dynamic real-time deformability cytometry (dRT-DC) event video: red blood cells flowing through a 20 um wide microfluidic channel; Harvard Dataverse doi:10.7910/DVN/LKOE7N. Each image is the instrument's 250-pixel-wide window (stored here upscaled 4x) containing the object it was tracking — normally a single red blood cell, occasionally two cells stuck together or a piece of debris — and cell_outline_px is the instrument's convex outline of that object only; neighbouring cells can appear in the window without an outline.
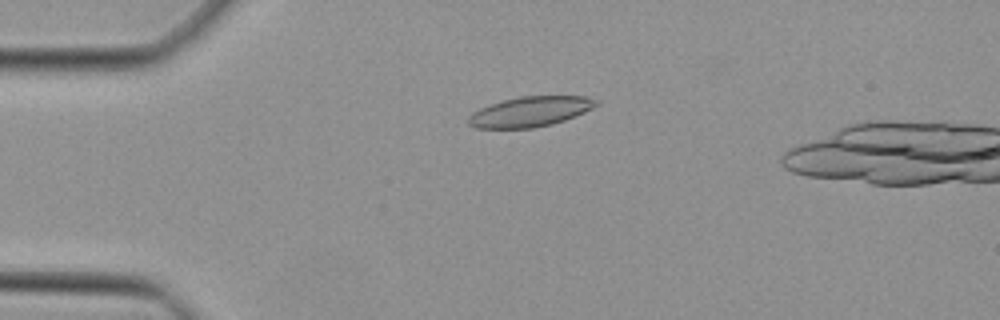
{"species": "Egyptian fruit bat (a non-hibernating species)", "species_latin": "Rousettus aegyptiacus", "temperature_condition": "cold", "stored_images_in_passage": 45, "camera_frame_rate_fps": 3000, "um_per_image_px": 0.085, "animal": {"sex": "female"}, "frame": {"image": 1, "passage_image": 12, "time_ms": 3.667, "image_size_px": [1000, 320], "cell_outline_px": [[600, 104], [576, 116], [552, 124], [532, 128], [476, 128], [468, 124], [468, 116], [472, 112], [480, 108], [504, 100], [520, 96], [588, 96], [600, 100]], "centroid_in_image_um": [45.1, 9.48], "position_along_channel_um": 39.9, "area_um2": 22.48}}
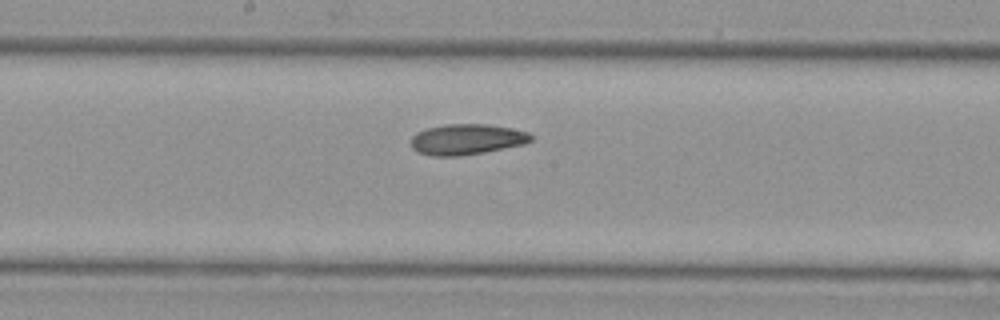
{"frame": {"image": 2, "passage_image": 26, "time_ms": 8.333, "image_size_px": [1000, 320], "cell_outline_px": [[532, 140], [524, 144], [484, 152], [460, 156], [432, 156], [420, 152], [412, 148], [412, 136], [416, 132], [428, 128], [444, 124], [488, 124], [512, 128], [528, 132], [532, 136]], "centroid_in_image_um": [39.68, 11.84], "position_along_channel_um": 208.5, "area_um2": 21.39}}
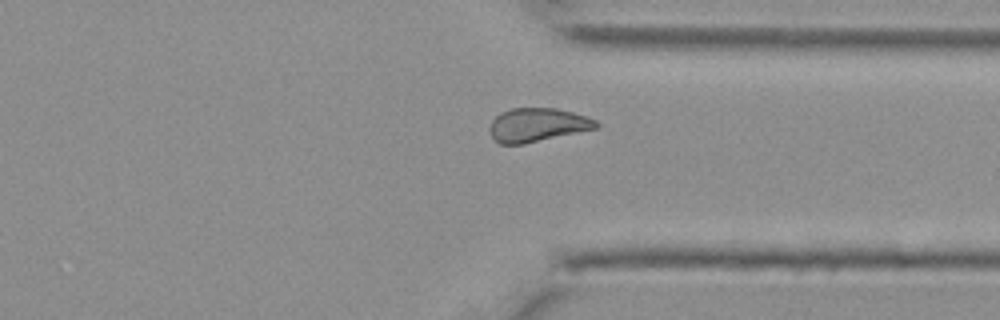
{"frame": {"image": 3, "passage_image": 37, "time_ms": 12.0, "image_size_px": [1000, 320], "cell_outline_px": [[600, 124], [596, 128], [524, 144], [500, 144], [492, 136], [488, 128], [492, 120], [500, 112], [512, 108], [556, 108], [588, 116], [596, 120]], "centroid_in_image_um": [45.67, 10.61], "position_along_channel_um": 365.7, "area_um2": 20.87}}